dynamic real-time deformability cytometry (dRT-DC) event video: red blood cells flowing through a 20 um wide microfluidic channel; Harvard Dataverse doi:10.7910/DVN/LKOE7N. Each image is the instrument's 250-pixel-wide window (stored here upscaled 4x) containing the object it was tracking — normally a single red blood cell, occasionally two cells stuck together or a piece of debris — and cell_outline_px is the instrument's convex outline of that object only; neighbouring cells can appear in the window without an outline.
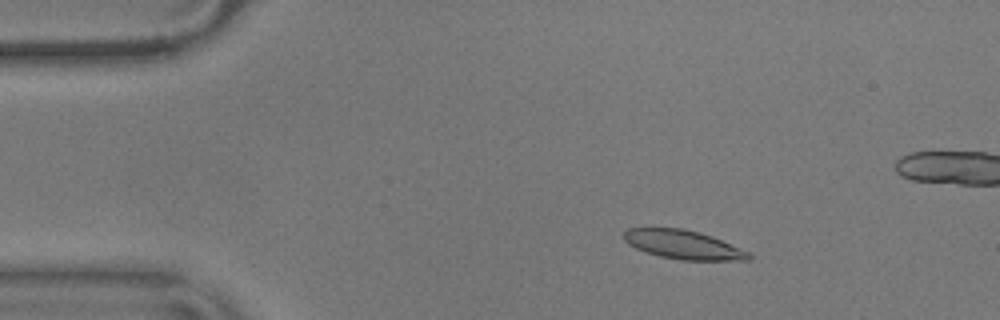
{"species": "common noctule bat (a hibernating species)", "species_latin": "Nyctalus noctula", "temperature_condition": "warm", "stored_images_in_passage": 13, "camera_frame_rate_fps": 3000, "um_per_image_px": 0.085, "animal": {"sex": "male", "body_mass_g": 17.9}, "frame": {"image": 1, "passage_image": 9, "time_ms": 2.667, "image_size_px": [1000, 320], "cell_outline_px": [[752, 256], [748, 260], [680, 260], [660, 256], [636, 248], [628, 244], [624, 240], [624, 232], [628, 228], [684, 228], [700, 232], [712, 236], [748, 252]], "centroid_in_image_um": [58.06, 20.79], "position_along_channel_um": 26.9, "area_um2": 20.81}}